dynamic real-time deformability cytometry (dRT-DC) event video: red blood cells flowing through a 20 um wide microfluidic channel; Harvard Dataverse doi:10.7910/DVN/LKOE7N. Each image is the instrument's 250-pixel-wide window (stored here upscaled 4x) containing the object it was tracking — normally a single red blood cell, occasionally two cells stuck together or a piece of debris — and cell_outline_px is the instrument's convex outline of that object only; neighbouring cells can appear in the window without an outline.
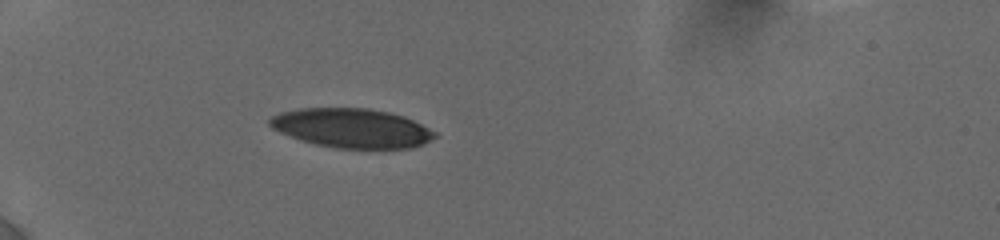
{"species": "human", "species_latin": "Homo sapiens", "temperature_condition": "cold", "stored_images_in_passage": 10, "camera_frame_rate_fps": 3000, "um_per_image_px": 0.085, "donor": {"sex": "female"}, "frame": {"image": 1, "passage_image": 7, "time_ms": 6.0, "image_size_px": [1000, 240], "cell_outline_px": [[436, 136], [424, 144], [412, 148], [332, 148], [300, 140], [280, 132], [272, 128], [268, 124], [268, 120], [272, 116], [280, 112], [300, 108], [368, 108], [388, 112], [404, 116], [436, 132]], "centroid_in_image_um": [29.88, 10.89], "position_along_channel_um": 55.1, "area_um2": 37.74}}
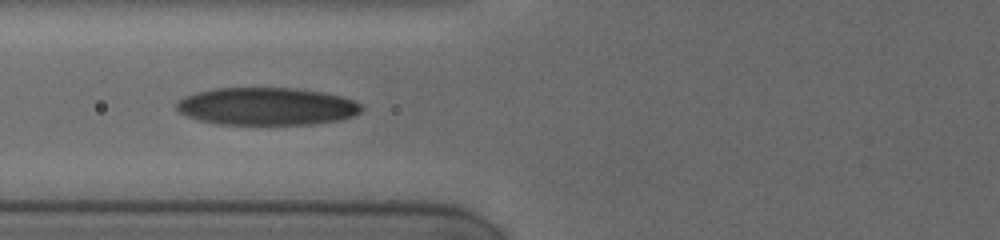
{"frame": {"image": 2, "passage_image": 9, "time_ms": 8.0, "image_size_px": [1000, 240], "cell_outline_px": [[364, 108], [360, 112], [352, 116], [340, 120], [312, 124], [216, 124], [200, 120], [188, 116], [180, 112], [176, 108], [176, 104], [184, 96], [196, 92], [216, 88], [296, 88], [320, 92], [340, 96], [352, 100], [360, 104]], "centroid_in_image_um": [22.66, 9.04], "position_along_channel_um": 103.1, "area_um2": 40.34}}